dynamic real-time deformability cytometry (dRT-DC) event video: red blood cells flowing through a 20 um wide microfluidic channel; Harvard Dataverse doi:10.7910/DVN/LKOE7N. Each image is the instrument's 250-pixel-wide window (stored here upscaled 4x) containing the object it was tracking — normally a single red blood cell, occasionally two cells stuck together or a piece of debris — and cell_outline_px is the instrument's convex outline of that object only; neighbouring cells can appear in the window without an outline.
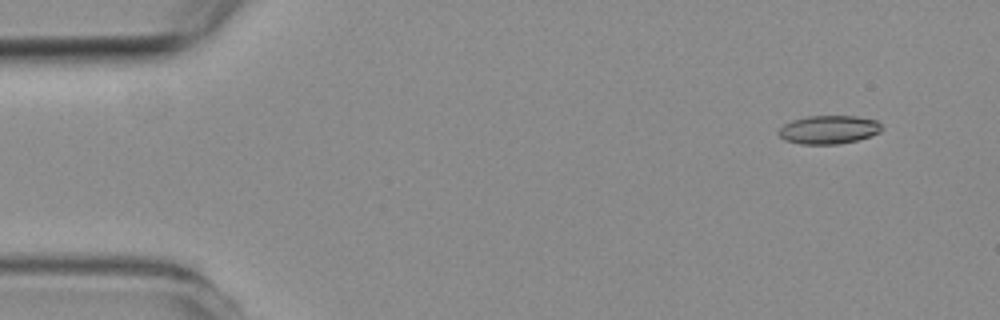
{"species": "common noctule bat (a hibernating species)", "species_latin": "Nyctalus noctula", "temperature_condition": "room temperature", "stored_images_in_passage": 4, "segment_of_instrument_passage": [1, 2], "camera_frame_rate_fps": 3000, "um_per_image_px": 0.085, "animal": {"sex": "female", "body_mass_g": 19.3, "forearm_length_mm": 54.1}, "frame": {"image": 1, "passage_image": 1, "time_ms": 0.0, "image_size_px": [1000, 320], "cell_outline_px": [[884, 128], [880, 132], [856, 140], [840, 144], [800, 144], [784, 140], [776, 132], [784, 124], [792, 120], [808, 116], [856, 116], [876, 120]], "centroid_in_image_um": [70.42, 11.02], "position_along_channel_um": 14.6, "area_um2": 17.11}}